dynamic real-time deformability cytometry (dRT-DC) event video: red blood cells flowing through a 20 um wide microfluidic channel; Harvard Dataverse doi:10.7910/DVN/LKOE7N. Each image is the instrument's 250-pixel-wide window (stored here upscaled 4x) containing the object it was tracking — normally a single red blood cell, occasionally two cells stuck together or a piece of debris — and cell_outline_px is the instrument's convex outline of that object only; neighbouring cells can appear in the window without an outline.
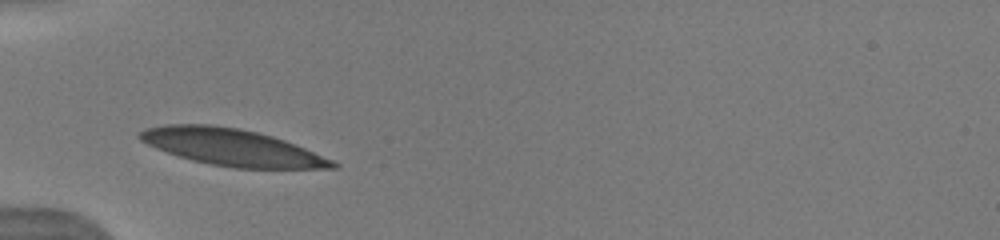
{"species": "human", "species_latin": "Homo sapiens", "temperature_condition": "warm", "stored_images_in_passage": 19, "camera_frame_rate_fps": 3000, "um_per_image_px": 0.085, "donor": {"sex": "male"}, "frame": {"image": 1, "passage_image": 4, "time_ms": 1.333, "image_size_px": [1000, 240], "cell_outline_px": [[340, 164], [336, 168], [232, 168], [208, 164], [192, 160], [156, 148], [140, 140], [136, 136], [144, 128], [164, 124], [212, 124], [240, 128], [272, 136], [284, 140], [304, 148], [332, 160]], "centroid_in_image_um": [19.66, 12.51], "position_along_channel_um": 65.3, "area_um2": 41.1}}
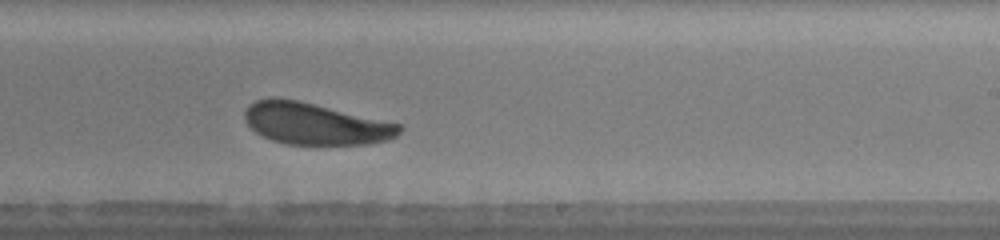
{"frame": {"image": 2, "passage_image": 16, "time_ms": 6.333, "image_size_px": [1000, 240], "cell_outline_px": [[404, 128], [396, 136], [388, 140], [368, 144], [288, 144], [272, 140], [256, 132], [244, 120], [244, 112], [248, 104], [256, 100], [272, 96], [300, 100], [400, 124]], "centroid_in_image_um": [26.77, 10.49], "position_along_channel_um": 262.2, "area_um2": 37.69}}